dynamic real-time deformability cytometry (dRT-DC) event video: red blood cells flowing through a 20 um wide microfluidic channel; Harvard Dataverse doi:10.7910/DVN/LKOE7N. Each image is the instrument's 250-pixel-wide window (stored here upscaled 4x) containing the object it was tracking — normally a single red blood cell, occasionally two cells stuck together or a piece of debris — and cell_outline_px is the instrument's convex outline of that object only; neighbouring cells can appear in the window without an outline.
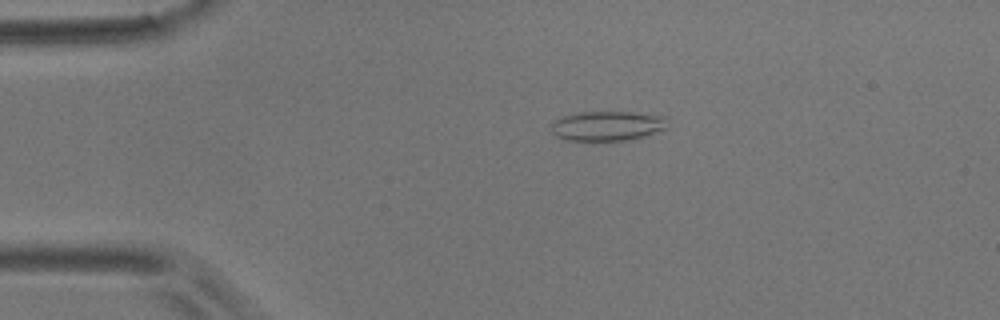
{"species": "common noctule bat (a hibernating species)", "species_latin": "Nyctalus noctula", "temperature_condition": "room temperature", "stored_images_in_passage": 6, "camera_frame_rate_fps": 3000, "um_per_image_px": 0.085, "animal": {"sex": "male", "body_mass_g": 17.9}, "frame": {"image": 1, "passage_image": 4, "time_ms": 3.333, "image_size_px": [1000, 320], "cell_outline_px": [[668, 128], [644, 136], [624, 140], [568, 140], [556, 136], [552, 132], [548, 124], [552, 120], [560, 116], [576, 112], [636, 112], [668, 116]], "centroid_in_image_um": [51.61, 10.67], "position_along_channel_um": 33.4, "area_um2": 20.58}}